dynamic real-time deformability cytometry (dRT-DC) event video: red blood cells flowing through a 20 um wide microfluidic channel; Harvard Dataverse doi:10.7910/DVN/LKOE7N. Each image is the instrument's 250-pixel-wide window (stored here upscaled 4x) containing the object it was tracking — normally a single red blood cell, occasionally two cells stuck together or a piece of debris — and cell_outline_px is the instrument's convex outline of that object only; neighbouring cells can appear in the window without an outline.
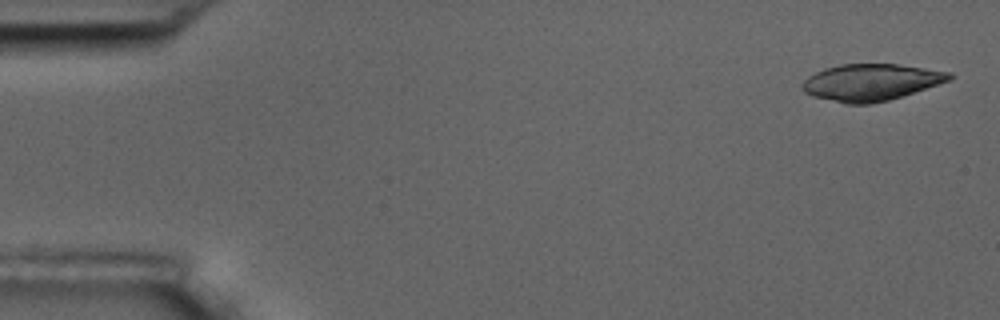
{"species": "common noctule bat (a hibernating species)", "species_latin": "Nyctalus noctula", "temperature_condition": "room temperature", "stored_images_in_passage": 4, "camera_frame_rate_fps": 3000, "um_per_image_px": 0.085, "animal": {"sex": "male", "body_mass_g": 17.5, "forearm_length_mm": 52.3}, "frame": {"image": 1, "passage_image": 1, "time_ms": 0.0, "image_size_px": [1000, 320], "cell_outline_px": [[956, 76], [952, 80], [888, 100], [872, 104], [844, 104], [812, 96], [804, 92], [800, 84], [808, 76], [824, 68], [840, 64], [896, 64], [952, 72]], "centroid_in_image_um": [74.03, 7.0], "position_along_channel_um": 11.0, "area_um2": 31.67}}